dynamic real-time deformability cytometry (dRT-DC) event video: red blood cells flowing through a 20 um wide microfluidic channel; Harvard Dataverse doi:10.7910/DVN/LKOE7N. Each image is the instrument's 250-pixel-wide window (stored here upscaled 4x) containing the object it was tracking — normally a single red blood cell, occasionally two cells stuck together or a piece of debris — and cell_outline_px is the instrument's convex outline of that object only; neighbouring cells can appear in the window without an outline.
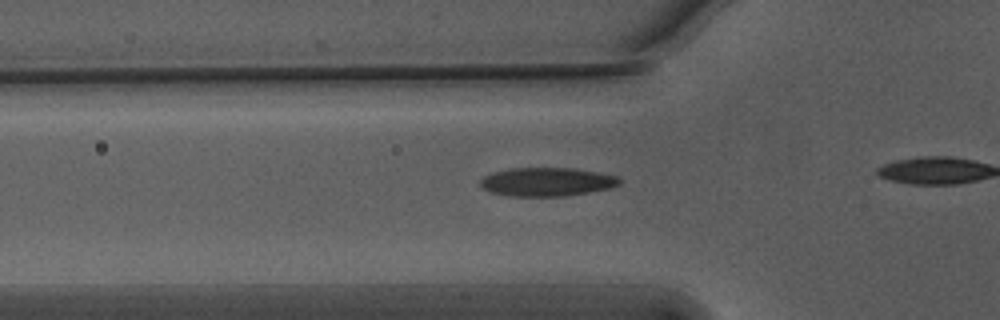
{"species": "Egyptian fruit bat (a non-hibernating species)", "species_latin": "Rousettus aegyptiacus", "temperature_condition": "warm", "stored_images_in_passage": 12, "camera_frame_rate_fps": 3000, "um_per_image_px": 0.085, "animal": {"sex": "male"}, "frame": {"image": 1, "passage_image": 4, "time_ms": 1.0, "image_size_px": [1000, 320], "cell_outline_px": [[624, 180], [620, 184], [612, 188], [564, 196], [508, 196], [492, 192], [484, 188], [480, 184], [480, 180], [484, 176], [492, 172], [512, 168], [572, 168], [596, 172], [616, 176]], "centroid_in_image_um": [46.51, 15.46], "position_along_channel_um": 79.3, "area_um2": 23.18}}
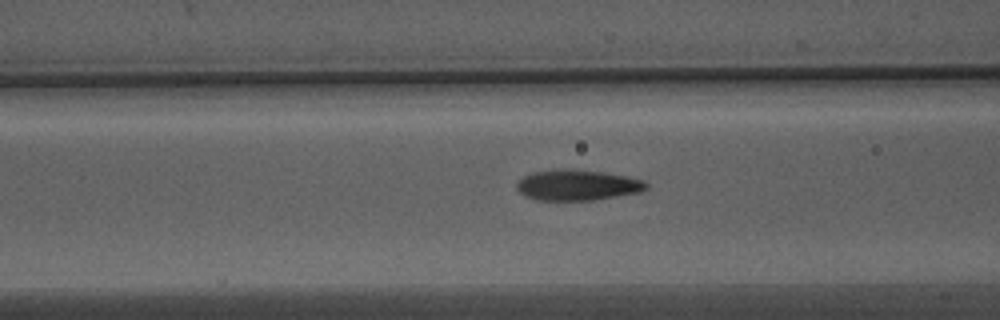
{"frame": {"image": 2, "passage_image": 7, "time_ms": 2.0, "image_size_px": [1000, 320], "cell_outline_px": [[648, 188], [640, 192], [592, 200], [536, 200], [524, 196], [516, 188], [516, 184], [524, 176], [532, 172], [568, 168], [604, 172], [628, 176], [644, 180], [648, 184]], "centroid_in_image_um": [49.09, 15.73], "position_along_channel_um": 117.5, "area_um2": 23.24}}
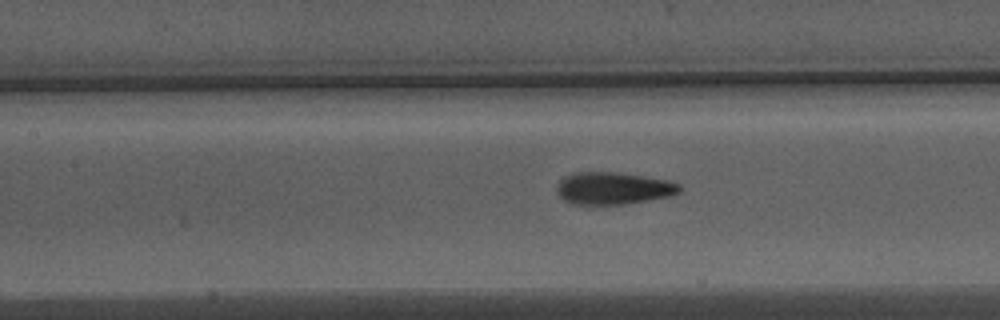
{"frame": {"image": 3, "passage_image": 10, "time_ms": 3.0, "image_size_px": [1000, 320], "cell_outline_px": [[684, 188], [680, 192], [668, 196], [624, 204], [588, 208], [564, 200], [556, 192], [556, 188], [560, 180], [564, 176], [572, 172], [616, 172], [668, 180], [680, 184]], "centroid_in_image_um": [52.07, 16.03], "position_along_channel_um": 155.3, "area_um2": 23.7}}